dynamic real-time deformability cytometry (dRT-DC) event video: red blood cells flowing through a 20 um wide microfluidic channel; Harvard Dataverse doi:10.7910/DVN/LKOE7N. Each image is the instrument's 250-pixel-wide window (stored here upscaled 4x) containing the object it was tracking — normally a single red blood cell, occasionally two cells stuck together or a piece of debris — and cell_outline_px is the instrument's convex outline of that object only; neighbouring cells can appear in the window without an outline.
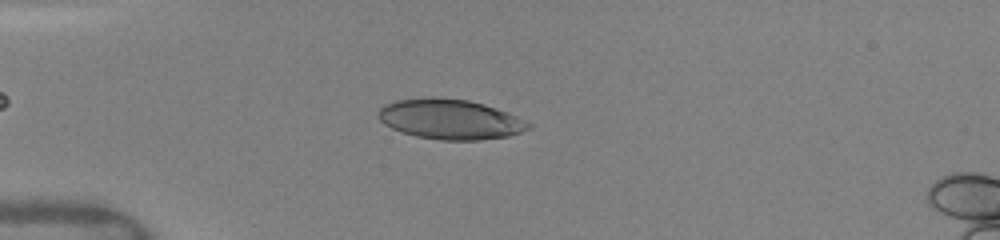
{"species": "human", "species_latin": "Homo sapiens", "temperature_condition": "warm", "stored_images_in_passage": 76, "camera_frame_rate_fps": 3000, "um_per_image_px": 0.085, "donor": {"sex": "female"}, "frame": {"image": 1, "passage_image": 18, "time_ms": 4.0, "image_size_px": [1000, 240], "cell_outline_px": [[532, 128], [508, 136], [480, 140], [440, 140], [416, 136], [392, 128], [384, 124], [380, 120], [380, 108], [384, 104], [396, 100], [468, 100], [484, 104], [508, 112], [532, 124]], "centroid_in_image_um": [38.33, 10.18], "position_along_channel_um": 46.7, "area_um2": 33.99}}
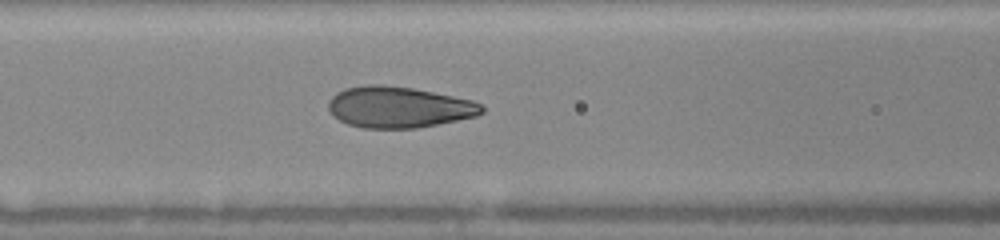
{"frame": {"image": 2, "passage_image": 29, "time_ms": 6.667, "image_size_px": [1000, 240], "cell_outline_px": [[484, 112], [476, 116], [416, 128], [364, 128], [348, 124], [332, 116], [328, 108], [328, 100], [336, 92], [344, 88], [368, 84], [380, 84], [412, 88], [472, 100], [480, 104], [484, 108]], "centroid_in_image_um": [33.84, 9.1], "position_along_channel_um": 132.8, "area_um2": 36.7}}
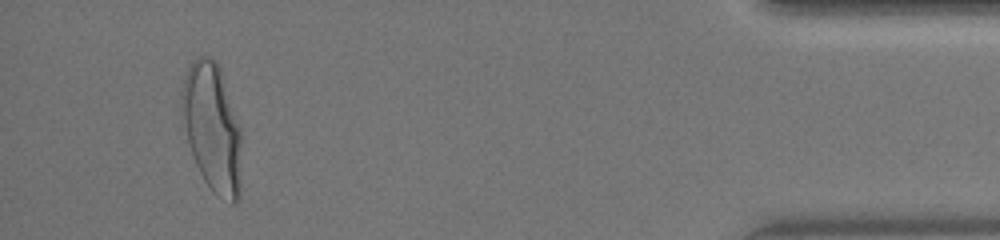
{"frame": {"image": 3, "passage_image": 70, "time_ms": 15.0, "image_size_px": [1000, 240], "cell_outline_px": [[240, 196], [236, 204], [232, 204], [212, 192], [204, 180], [192, 156], [188, 140], [180, 104], [180, 92], [184, 76], [192, 60], [196, 56], [212, 56], [220, 64], [240, 128]], "centroid_in_image_um": [18.03, 10.8], "position_along_channel_um": 417.2, "area_um2": 45.08}, "authors_computed_cell_mechanics": {"area_um2": 36.703, "velocity_mm_per_s": 4.1087, "shape_relaxation_time_tau1_ms": 3.9759, "shape_relaxation_time_tau2_ms": null, "deformation_change_tau1": 0.2128, "deformation_change_tau2": null}}